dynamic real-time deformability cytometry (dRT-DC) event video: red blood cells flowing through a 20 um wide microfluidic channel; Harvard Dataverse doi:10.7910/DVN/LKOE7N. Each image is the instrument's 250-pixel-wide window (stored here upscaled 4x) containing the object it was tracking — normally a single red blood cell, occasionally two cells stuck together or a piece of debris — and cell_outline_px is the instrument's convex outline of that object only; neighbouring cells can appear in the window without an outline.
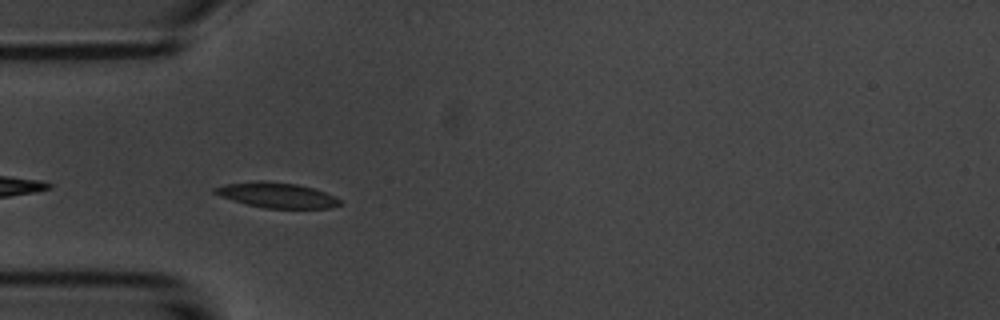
{"species": "common noctule bat (a hibernating species)", "species_latin": "Nyctalus noctula", "temperature_condition": "room temperature", "stored_images_in_passage": 6, "camera_frame_rate_fps": 3000, "um_per_image_px": 0.085, "animal": {"sex": "male", "body_mass_g": 20.1, "forearm_length_mm": 53.5}, "frame": {"image": 1, "passage_image": 3, "time_ms": 3.333, "image_size_px": [1000, 320], "cell_outline_px": [[344, 204], [328, 208], [264, 208], [232, 200], [220, 196], [212, 192], [212, 188], [228, 184], [256, 180], [264, 180], [296, 184], [312, 188], [336, 196]], "centroid_in_image_um": [23.53, 16.58], "position_along_channel_um": 61.5, "area_um2": 18.38}}
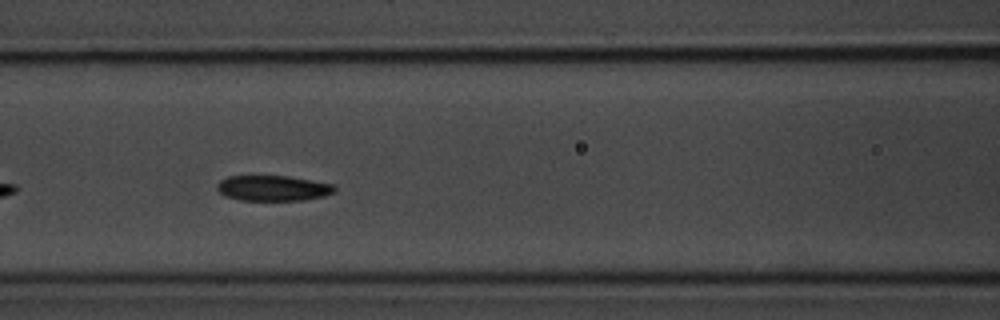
{"frame": {"image": 2, "passage_image": 5, "time_ms": 5.667, "image_size_px": [1000, 320], "cell_outline_px": [[336, 192], [324, 196], [304, 200], [240, 200], [224, 196], [216, 188], [216, 184], [220, 180], [228, 176], [288, 176], [312, 180], [332, 184], [336, 188]], "centroid_in_image_um": [23.2, 15.99], "position_along_channel_um": 143.4, "area_um2": 17.51}}
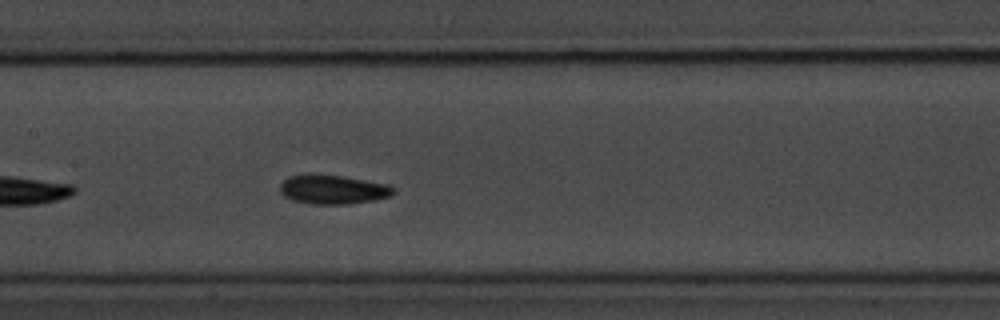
{"frame": {"image": 3, "passage_image": 6, "time_ms": 6.667, "image_size_px": [1000, 320], "cell_outline_px": [[396, 192], [392, 196], [372, 200], [348, 204], [312, 204], [292, 200], [284, 196], [280, 192], [280, 184], [288, 176], [308, 172], [344, 176], [388, 184], [396, 188]], "centroid_in_image_um": [28.29, 16.08], "position_along_channel_um": 179.1, "area_um2": 19.77}}